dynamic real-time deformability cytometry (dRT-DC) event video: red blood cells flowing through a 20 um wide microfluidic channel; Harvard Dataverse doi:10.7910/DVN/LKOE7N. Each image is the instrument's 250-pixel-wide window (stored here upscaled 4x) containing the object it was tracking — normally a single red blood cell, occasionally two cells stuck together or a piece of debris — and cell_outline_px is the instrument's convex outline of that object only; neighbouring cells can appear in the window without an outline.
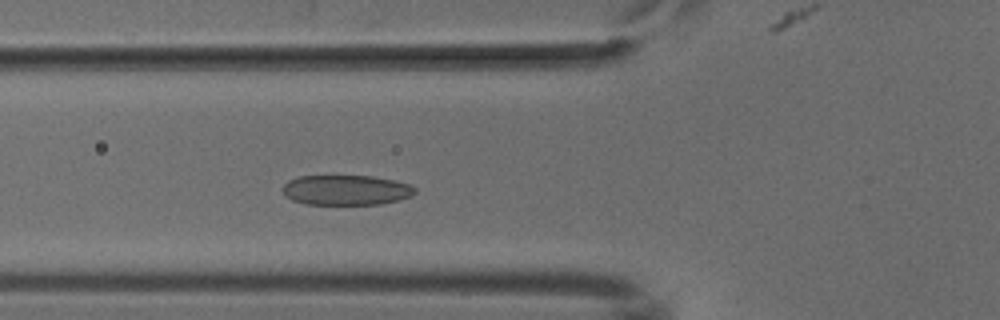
{"species": "common noctule bat (a hibernating species)", "species_latin": "Nyctalus noctula", "temperature_condition": "cold", "stored_images_in_passage": 47, "camera_frame_rate_fps": 3000, "um_per_image_px": 0.085, "animal": {"sex": "male", "body_mass_g": 18.8}, "frame": {"image": 1, "passage_image": 14, "time_ms": 4.333, "image_size_px": [1000, 320], "cell_outline_px": [[416, 192], [412, 196], [400, 200], [380, 204], [308, 204], [292, 200], [280, 188], [288, 180], [300, 176], [372, 176], [392, 180], [408, 184], [416, 188]], "centroid_in_image_um": [29.43, 16.15], "position_along_channel_um": 96.4, "area_um2": 23.12}}
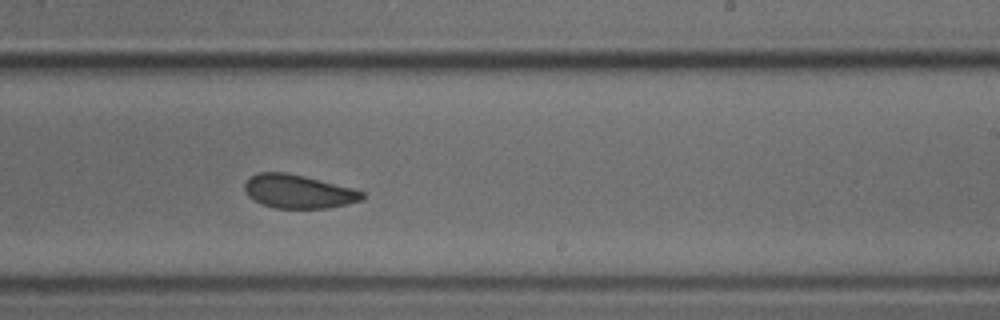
{"frame": {"image": 2, "passage_image": 27, "time_ms": 8.667, "image_size_px": [1000, 320], "cell_outline_px": [[364, 200], [328, 208], [276, 208], [264, 204], [248, 196], [244, 188], [244, 184], [252, 176], [260, 172], [288, 172], [352, 188], [364, 192]], "centroid_in_image_um": [25.38, 16.27], "position_along_channel_um": 263.6, "area_um2": 22.77}}
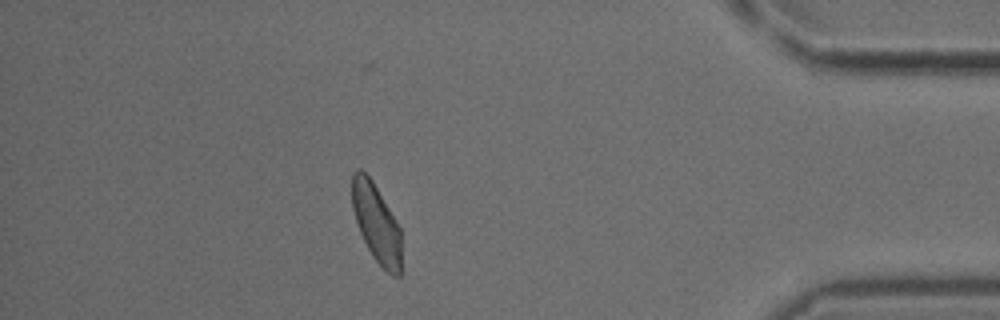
{"frame": {"image": 3, "passage_image": 41, "time_ms": 13.333, "image_size_px": [1000, 320], "cell_outline_px": [[400, 276], [392, 276], [372, 256], [360, 232], [352, 208], [352, 172], [356, 168], [360, 168], [372, 180], [396, 220], [400, 228]], "centroid_in_image_um": [31.97, 18.93], "position_along_channel_um": 403.2, "area_um2": 22.25}}